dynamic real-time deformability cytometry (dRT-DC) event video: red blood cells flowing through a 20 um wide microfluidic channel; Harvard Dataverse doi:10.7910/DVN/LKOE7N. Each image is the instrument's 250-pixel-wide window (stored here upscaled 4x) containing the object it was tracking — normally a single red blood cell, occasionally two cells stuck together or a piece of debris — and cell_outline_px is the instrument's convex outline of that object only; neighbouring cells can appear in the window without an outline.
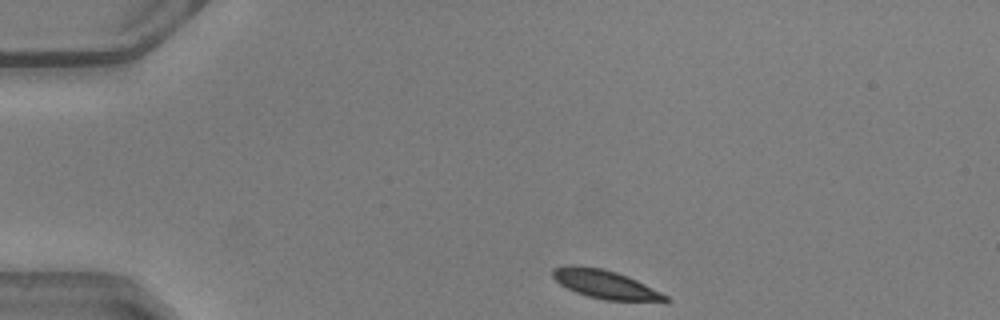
{"species": "common noctule bat (a hibernating species)", "species_latin": "Nyctalus noctula", "temperature_condition": "warm", "stored_images_in_passage": 41, "camera_frame_rate_fps": 3000, "um_per_image_px": 0.085, "animal": {"sex": "male", "body_mass_g": 20.5, "forearm_length_mm": 52.5}, "frame": {"image": 1, "passage_image": 1, "time_ms": 0.0, "image_size_px": [1000, 320], "cell_outline_px": [[672, 300], [668, 304], [604, 300], [588, 296], [576, 292], [560, 284], [552, 276], [552, 268], [564, 264], [576, 264], [600, 268], [616, 272], [628, 276], [668, 296]], "centroid_in_image_um": [51.53, 24.2], "position_along_channel_um": 33.5, "area_um2": 19.48}}
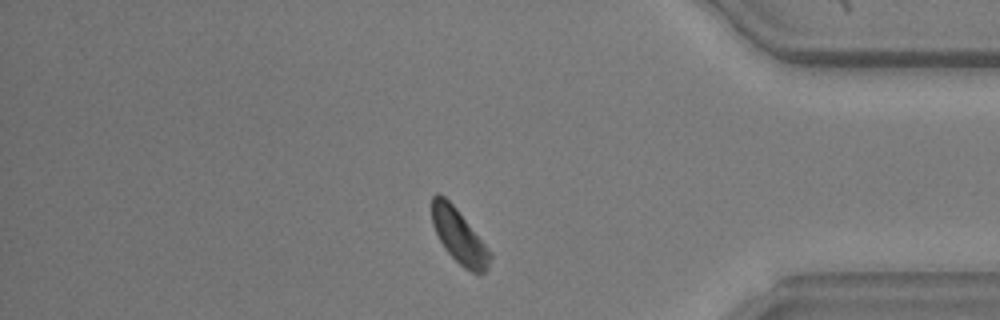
{"frame": {"image": 2, "passage_image": 34, "time_ms": 11.0, "image_size_px": [1000, 320], "cell_outline_px": [[492, 256], [488, 268], [484, 272], [472, 272], [464, 268], [444, 248], [432, 224], [432, 196], [436, 192], [444, 196], [456, 208], [492, 252]], "centroid_in_image_um": [39.03, 20.07], "position_along_channel_um": 396.2, "area_um2": 18.15}}
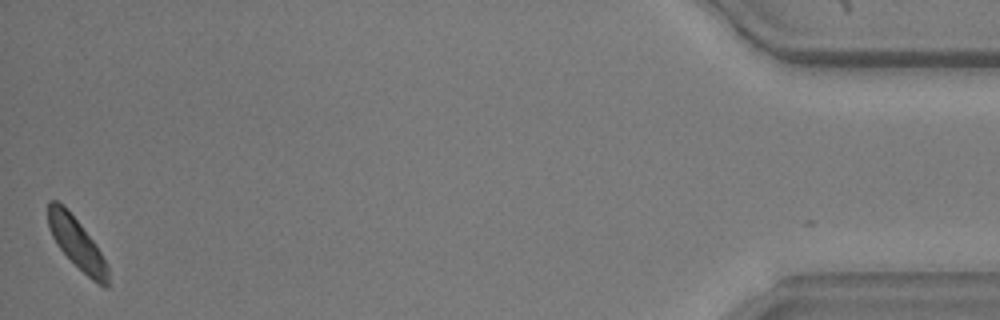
{"frame": {"image": 3, "passage_image": 41, "time_ms": 13.333, "image_size_px": [1000, 320], "cell_outline_px": [[108, 288], [104, 288], [92, 280], [60, 248], [52, 236], [48, 228], [48, 200], [56, 200], [80, 224], [92, 240], [108, 264]], "centroid_in_image_um": [6.54, 20.71], "position_along_channel_um": 428.7, "area_um2": 17.11}, "authors_computed_cell_mechanics": {"area_um2": 19.2474, "velocity_mm_per_s": 4.0454, "shape_relaxation_time_tau1_ms": 2.2732, "shape_relaxation_time_tau2_ms": null, "deformation_change_tau1": 0.1137, "deformation_change_tau2": null}}